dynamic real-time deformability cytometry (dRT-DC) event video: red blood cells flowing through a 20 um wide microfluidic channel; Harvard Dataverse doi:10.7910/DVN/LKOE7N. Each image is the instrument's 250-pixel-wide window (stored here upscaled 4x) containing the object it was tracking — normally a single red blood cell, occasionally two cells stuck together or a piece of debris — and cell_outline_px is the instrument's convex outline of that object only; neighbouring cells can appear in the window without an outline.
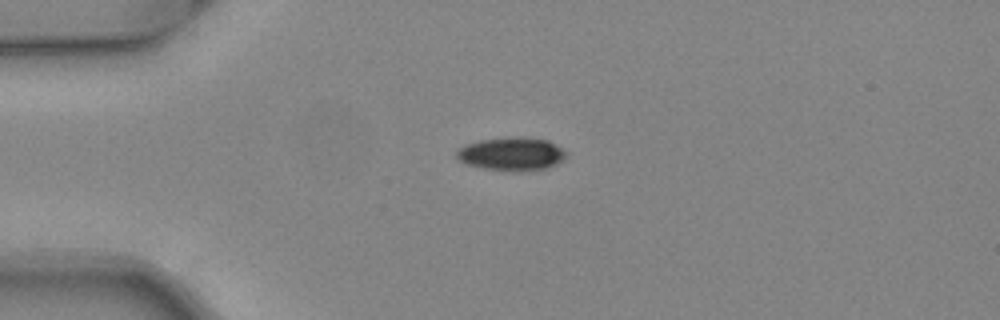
{"species": "common noctule bat (a hibernating species)", "species_latin": "Nyctalus noctula", "temperature_condition": "warm", "stored_images_in_passage": 9, "camera_frame_rate_fps": 3000, "um_per_image_px": 0.085, "animal": {"sex": "female", "body_mass_g": 24.6, "forearm_length_mm": 56.2}, "frame": {"image": 1, "passage_image": 1, "time_ms": 0.0, "image_size_px": [1000, 320], "cell_outline_px": [[568, 156], [564, 160], [548, 168], [524, 172], [512, 172], [484, 168], [464, 164], [456, 156], [456, 152], [464, 144], [480, 140], [520, 136], [548, 140], [560, 148]], "centroid_in_image_um": [43.48, 13.1], "position_along_channel_um": 41.5, "area_um2": 21.5}}
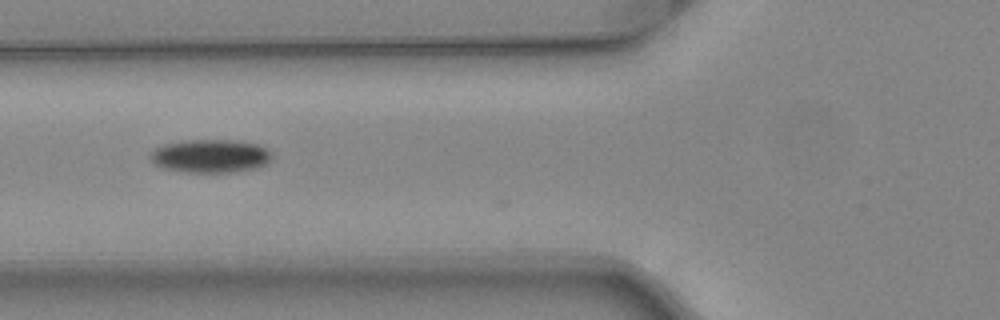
{"frame": {"image": 2, "passage_image": 8, "time_ms": 2.333, "image_size_px": [1000, 320], "cell_outline_px": [[272, 156], [264, 164], [256, 168], [232, 172], [188, 172], [164, 168], [156, 164], [152, 160], [152, 152], [156, 148], [164, 144], [184, 140], [236, 140], [260, 144], [272, 152]], "centroid_in_image_um": [17.93, 13.25], "position_along_channel_um": 107.9, "area_um2": 23.41}}